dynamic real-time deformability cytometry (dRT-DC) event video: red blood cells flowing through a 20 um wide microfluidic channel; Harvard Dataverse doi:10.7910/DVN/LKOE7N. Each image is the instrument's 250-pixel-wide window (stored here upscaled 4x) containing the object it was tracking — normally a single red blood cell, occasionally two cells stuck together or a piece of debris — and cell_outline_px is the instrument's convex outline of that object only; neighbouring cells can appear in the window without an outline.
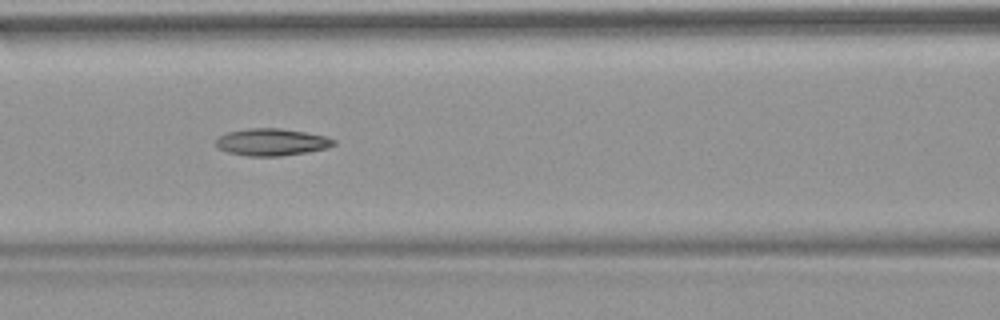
{"species": "common noctule bat (a hibernating species)", "species_latin": "Nyctalus noctula", "temperature_condition": "warm", "stored_images_in_passage": 53, "camera_frame_rate_fps": 3000, "um_per_image_px": 0.085, "animal": {"sex": "female", "body_mass_g": 18.4}, "frame": {"image": 1, "passage_image": 23, "time_ms": 7.333, "image_size_px": [1000, 320], "cell_outline_px": [[336, 144], [324, 148], [308, 152], [280, 156], [248, 156], [228, 152], [216, 148], [216, 140], [220, 136], [228, 132], [248, 128], [280, 128], [304, 132], [324, 136], [336, 140]], "centroid_in_image_um": [23.07, 12.08], "position_along_channel_um": 143.5, "area_um2": 18.5}}
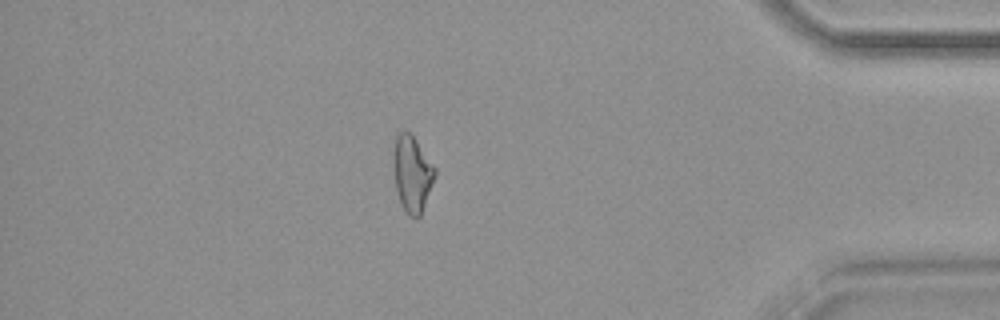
{"frame": {"image": 2, "passage_image": 46, "time_ms": 15.0, "image_size_px": [1000, 320], "cell_outline_px": [[436, 172], [420, 216], [408, 216], [400, 200], [396, 188], [396, 136], [400, 132], [408, 132], [416, 140], [436, 168]], "centroid_in_image_um": [35.08, 14.79], "position_along_channel_um": 400.1, "area_um2": 17.17}, "authors_computed_cell_mechanics": {"area_um2": 18.6116, "velocity_mm_per_s": 3.8342, "shape_relaxation_time_tau1_ms": null, "shape_relaxation_time_tau2_ms": 5.428, "deformation_change_tau1": null, "deformation_change_tau2": 0.1503}}